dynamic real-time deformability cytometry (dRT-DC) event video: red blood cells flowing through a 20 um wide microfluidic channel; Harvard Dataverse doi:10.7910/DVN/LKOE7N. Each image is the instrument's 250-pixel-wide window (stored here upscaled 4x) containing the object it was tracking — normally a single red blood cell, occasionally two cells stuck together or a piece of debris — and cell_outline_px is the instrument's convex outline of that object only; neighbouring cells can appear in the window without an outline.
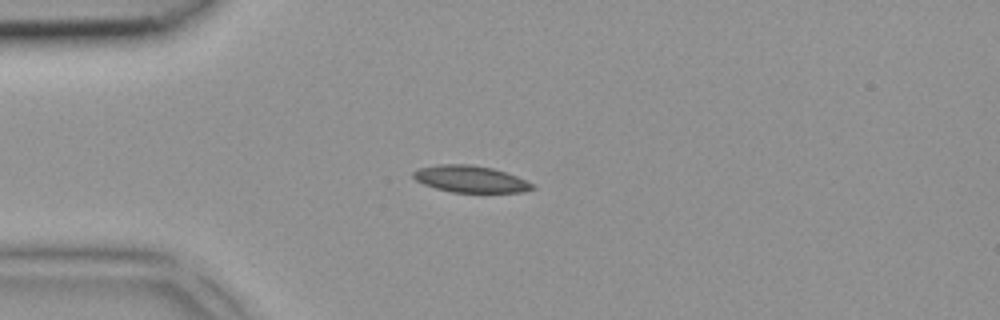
{"species": "common noctule bat (a hibernating species)", "species_latin": "Nyctalus noctula", "temperature_condition": "room temperature", "stored_images_in_passage": 2, "camera_frame_rate_fps": 3000, "um_per_image_px": 0.085, "animal": {"sex": "female", "body_mass_g": 18.4}, "frame": {"image": 1, "passage_image": 1, "time_ms": 0.0, "image_size_px": [1000, 320], "cell_outline_px": [[536, 188], [524, 192], [452, 192], [436, 188], [424, 184], [416, 180], [412, 176], [412, 172], [420, 168], [440, 164], [472, 164], [492, 168], [516, 176], [532, 184]], "centroid_in_image_um": [39.97, 15.22], "position_along_channel_um": 45.0, "area_um2": 18.38}}